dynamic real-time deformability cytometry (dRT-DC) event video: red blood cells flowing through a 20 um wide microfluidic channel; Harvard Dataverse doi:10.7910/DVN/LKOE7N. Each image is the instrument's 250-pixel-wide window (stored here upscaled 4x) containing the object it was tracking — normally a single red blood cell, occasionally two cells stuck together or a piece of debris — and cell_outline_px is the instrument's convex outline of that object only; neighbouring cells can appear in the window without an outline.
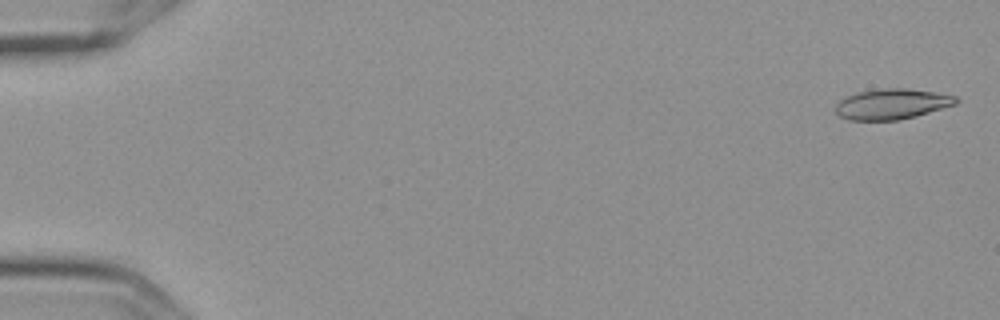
{"species": "Egyptian fruit bat (a non-hibernating species)", "species_latin": "Rousettus aegyptiacus", "temperature_condition": "cold", "stored_images_in_passage": 3, "camera_frame_rate_fps": 3000, "um_per_image_px": 0.085, "frame": {"image": 1, "passage_image": 1, "time_ms": 0.0, "image_size_px": [1000, 320], "cell_outline_px": [[960, 100], [956, 104], [916, 116], [900, 120], [848, 120], [840, 116], [836, 112], [836, 104], [840, 100], [856, 92], [884, 88], [904, 88], [932, 92], [956, 96]], "centroid_in_image_um": [75.81, 8.85], "position_along_channel_um": 9.2, "area_um2": 21.27}}